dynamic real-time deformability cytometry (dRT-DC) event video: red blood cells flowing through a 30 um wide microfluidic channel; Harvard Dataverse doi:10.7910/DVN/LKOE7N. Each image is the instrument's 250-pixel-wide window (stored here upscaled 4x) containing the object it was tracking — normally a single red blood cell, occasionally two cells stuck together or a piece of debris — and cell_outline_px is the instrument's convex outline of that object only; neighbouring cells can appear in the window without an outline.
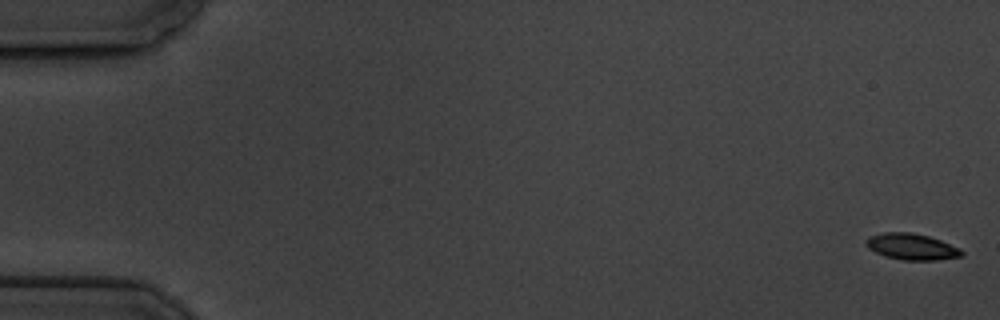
{"species": "common noctule bat (a hibernating species)", "species_latin": "Nyctalus noctula", "temperature_condition": "cold", "stored_images_in_passage": 5, "camera_frame_rate_fps": 3000, "um_per_image_px": 0.085, "animal": {"sex": "male", "body_mass_g": 19.5, "forearm_length_mm": 54.6}, "frame": {"image": 1, "passage_image": 1, "time_ms": 0.0, "image_size_px": [1000, 320], "cell_outline_px": [[964, 256], [936, 260], [900, 260], [884, 256], [868, 248], [864, 240], [868, 236], [884, 232], [912, 232], [928, 236], [940, 240], [960, 248], [964, 252]], "centroid_in_image_um": [77.48, 20.97], "position_along_channel_um": 7.5, "area_um2": 14.8}}
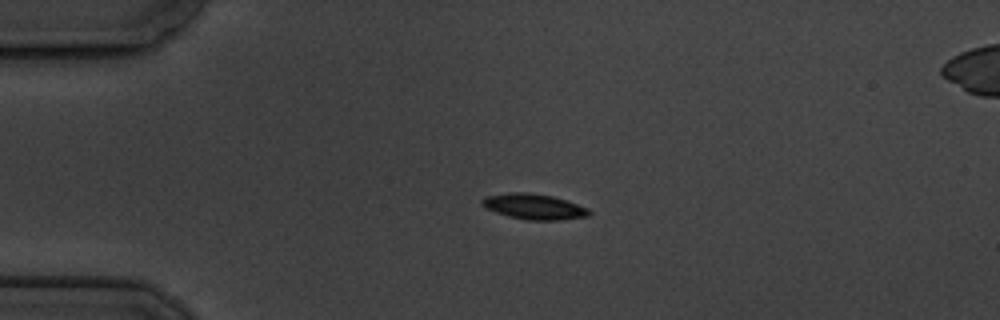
{"frame": {"image": 2, "passage_image": 4, "time_ms": 4.333, "image_size_px": [1000, 320], "cell_outline_px": [[592, 212], [588, 216], [560, 220], [528, 220], [508, 216], [496, 212], [488, 208], [480, 200], [484, 196], [508, 192], [528, 192], [552, 196], [588, 208]], "centroid_in_image_um": [45.38, 17.55], "position_along_channel_um": 39.6, "area_um2": 15.78}}